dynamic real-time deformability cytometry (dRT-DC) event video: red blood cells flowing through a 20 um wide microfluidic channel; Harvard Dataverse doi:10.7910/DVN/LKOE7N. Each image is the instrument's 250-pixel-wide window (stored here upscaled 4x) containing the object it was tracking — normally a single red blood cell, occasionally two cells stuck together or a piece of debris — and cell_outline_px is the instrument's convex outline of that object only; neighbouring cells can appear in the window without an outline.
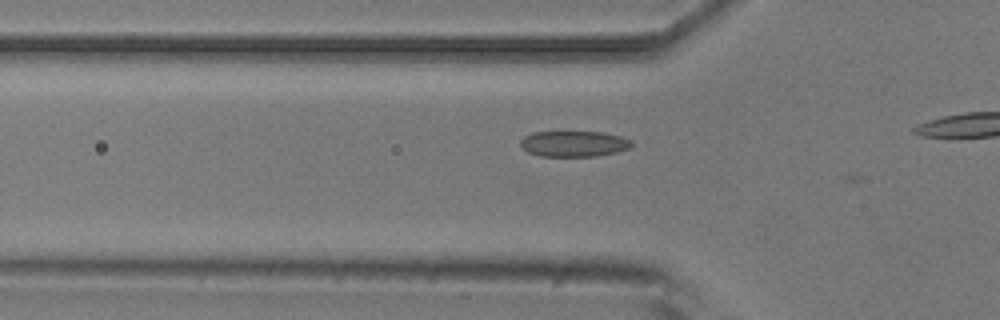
{"species": "common noctule bat (a hibernating species)", "species_latin": "Nyctalus noctula", "temperature_condition": "room temperature", "stored_images_in_passage": 7, "camera_frame_rate_fps": 3000, "um_per_image_px": 0.085, "animal": {"sex": "male", "body_mass_g": 20.5, "forearm_length_mm": 52.5}, "frame": {"image": 1, "passage_image": 5, "time_ms": 1.333, "image_size_px": [1000, 320], "cell_outline_px": [[632, 144], [628, 148], [616, 152], [596, 156], [540, 156], [528, 152], [520, 148], [520, 140], [524, 136], [532, 132], [604, 132], [620, 136], [632, 140]], "centroid_in_image_um": [48.74, 12.22], "position_along_channel_um": 77.1, "area_um2": 16.76}}